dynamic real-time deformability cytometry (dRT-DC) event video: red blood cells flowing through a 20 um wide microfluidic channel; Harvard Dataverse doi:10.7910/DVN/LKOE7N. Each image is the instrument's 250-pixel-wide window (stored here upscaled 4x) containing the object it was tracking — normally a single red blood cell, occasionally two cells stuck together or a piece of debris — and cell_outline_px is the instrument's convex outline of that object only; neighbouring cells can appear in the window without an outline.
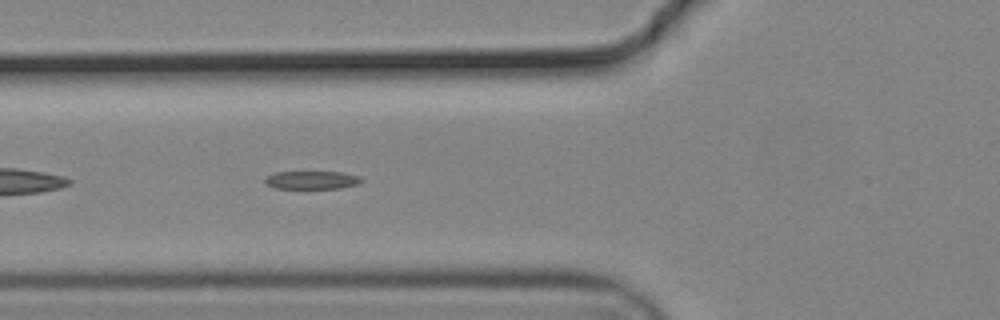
{"species": "common noctule bat (a hibernating species)", "species_latin": "Nyctalus noctula", "temperature_condition": "cold", "stored_images_in_passage": 41, "camera_frame_rate_fps": 3000, "um_per_image_px": 0.085, "animal": {"sex": "male", "body_mass_g": 19.2, "forearm_length_mm": 51.8}, "frame": {"image": 1, "passage_image": 7, "time_ms": 2.0, "image_size_px": [1000, 320], "cell_outline_px": [[364, 180], [356, 184], [340, 188], [276, 188], [264, 184], [264, 180], [268, 176], [276, 172], [340, 172], [360, 176]], "centroid_in_image_um": [26.5, 15.3], "position_along_channel_um": 99.3, "area_um2": 10.06}}
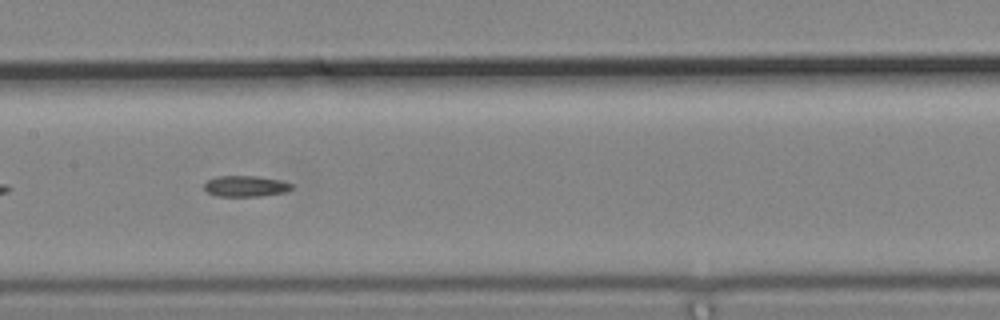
{"frame": {"image": 2, "passage_image": 14, "time_ms": 4.333, "image_size_px": [1000, 320], "cell_outline_px": [[292, 188], [284, 192], [260, 196], [216, 196], [208, 192], [204, 188], [204, 184], [208, 180], [216, 176], [256, 176], [280, 180], [292, 184]], "centroid_in_image_um": [20.85, 15.82], "position_along_channel_um": 186.6, "area_um2": 10.58}}
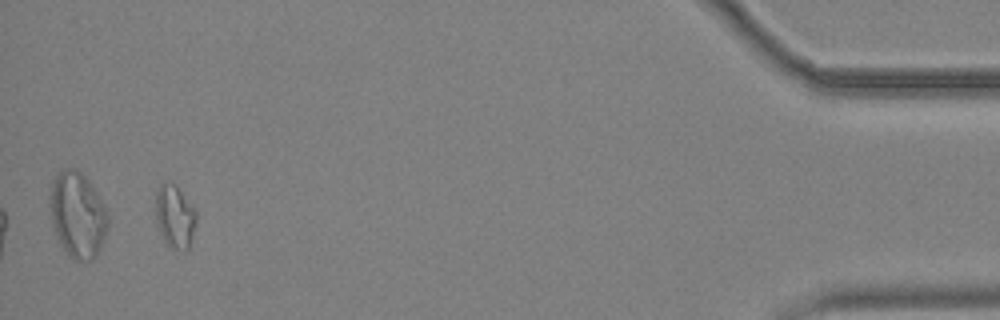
{"frame": {"image": 3, "passage_image": 39, "time_ms": 12.667, "image_size_px": [1000, 320], "cell_outline_px": [[196, 220], [188, 248], [184, 252], [172, 248], [164, 244], [156, 220], [156, 188], [160, 184], [168, 180], [176, 184], [196, 208]], "centroid_in_image_um": [14.85, 18.36], "position_along_channel_um": 420.4, "area_um2": 15.32}}